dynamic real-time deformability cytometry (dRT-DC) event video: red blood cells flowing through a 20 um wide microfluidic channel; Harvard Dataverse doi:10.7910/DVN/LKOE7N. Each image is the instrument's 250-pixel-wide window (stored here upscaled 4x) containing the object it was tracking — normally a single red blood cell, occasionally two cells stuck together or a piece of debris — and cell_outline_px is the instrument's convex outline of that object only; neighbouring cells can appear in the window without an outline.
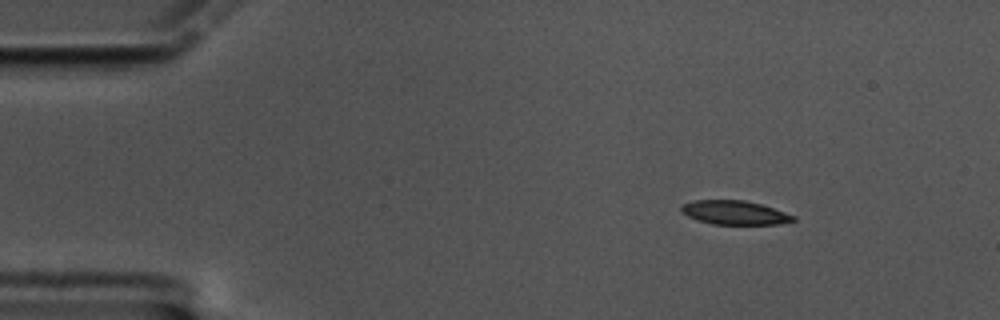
{"species": "common noctule bat (a hibernating species)", "species_latin": "Nyctalus noctula", "temperature_condition": "cold", "stored_images_in_passage": 52, "camera_frame_rate_fps": 3000, "um_per_image_px": 0.085, "animal": {"sex": "male", "body_mass_g": 17.5, "forearm_length_mm": 52.3}, "frame": {"image": 1, "passage_image": 1, "time_ms": 0.0, "image_size_px": [1000, 320], "cell_outline_px": [[796, 220], [776, 224], [712, 224], [696, 220], [680, 212], [680, 208], [684, 204], [692, 200], [744, 200], [760, 204], [796, 216]], "centroid_in_image_um": [62.4, 18.07], "position_along_channel_um": 22.6, "area_um2": 15.55}}
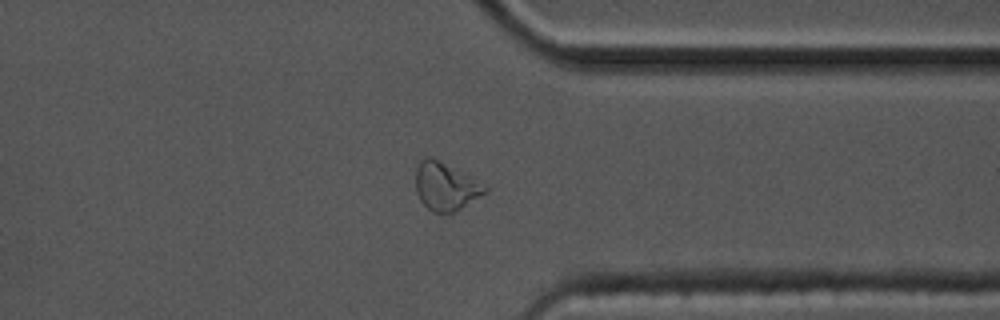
{"frame": {"image": 2, "passage_image": 39, "time_ms": 12.667, "image_size_px": [1000, 320], "cell_outline_px": [[488, 192], [460, 208], [452, 212], [432, 212], [420, 200], [416, 192], [416, 160], [428, 156], [432, 156], [488, 188]], "centroid_in_image_um": [37.8, 15.82], "position_along_channel_um": 373.6, "area_um2": 18.96}}
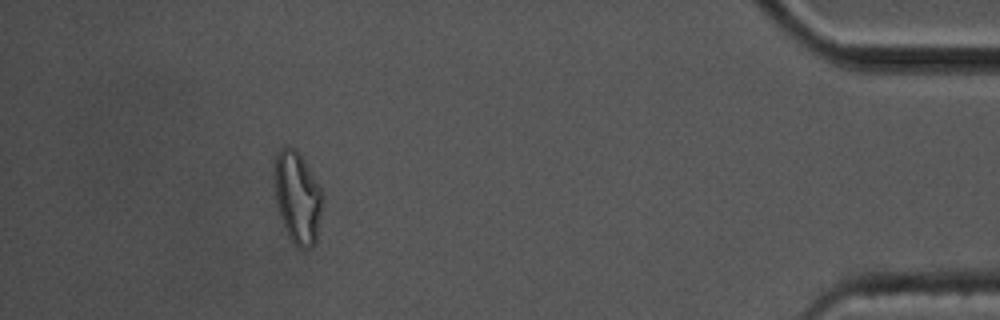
{"frame": {"image": 3, "passage_image": 47, "time_ms": 15.333, "image_size_px": [1000, 320], "cell_outline_px": [[324, 196], [316, 244], [312, 248], [300, 248], [288, 236], [276, 208], [276, 152], [280, 148], [296, 148], [300, 152], [320, 188]], "centroid_in_image_um": [25.32, 16.82], "position_along_channel_um": 409.9, "area_um2": 25.66}, "authors_computed_cell_mechanics": {"area_um2": 17.1088, "velocity_mm_per_s": 3.3861, "shape_relaxation_time_tau1_ms": 6.0469, "shape_relaxation_time_tau2_ms": 3.4624, "deformation_change_tau1": 0.1675, "deformation_change_tau2": 0.1048}}